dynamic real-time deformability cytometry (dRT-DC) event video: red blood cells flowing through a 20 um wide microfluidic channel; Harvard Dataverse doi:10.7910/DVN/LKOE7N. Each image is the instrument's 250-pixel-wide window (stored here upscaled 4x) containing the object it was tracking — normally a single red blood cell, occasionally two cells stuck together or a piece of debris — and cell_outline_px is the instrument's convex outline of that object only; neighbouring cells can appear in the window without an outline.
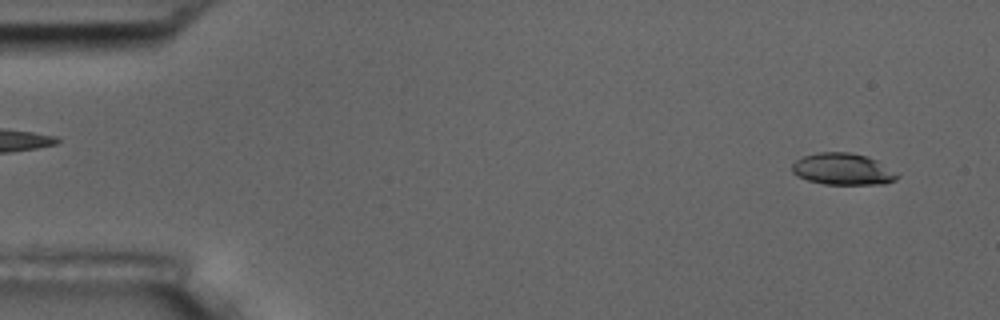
{"species": "common noctule bat (a hibernating species)", "species_latin": "Nyctalus noctula", "temperature_condition": "room temperature", "stored_images_in_passage": 8, "camera_frame_rate_fps": 3000, "um_per_image_px": 0.085, "animal": {"sex": "male", "body_mass_g": 17.5, "forearm_length_mm": 52.3}, "frame": {"image": 1, "passage_image": 1, "time_ms": 0.0, "image_size_px": [1000, 320], "cell_outline_px": [[900, 176], [896, 180], [884, 184], [824, 184], [808, 180], [796, 176], [792, 172], [792, 164], [796, 160], [804, 156], [820, 152], [848, 152], [868, 156], [876, 160]], "centroid_in_image_um": [71.61, 14.38], "position_along_channel_um": 13.4, "area_um2": 19.31}}
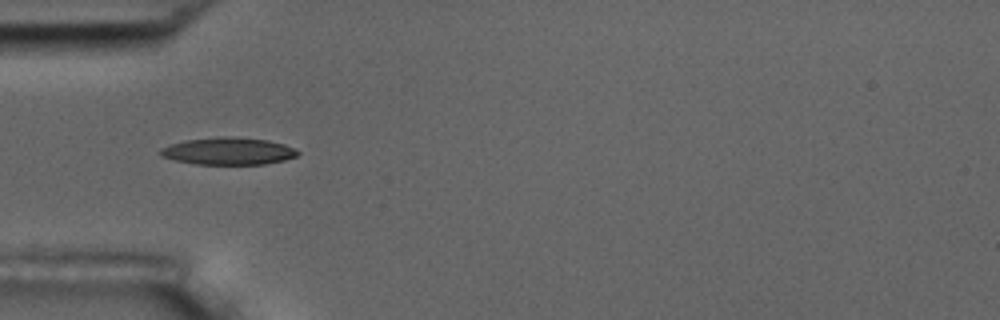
{"frame": {"image": 2, "passage_image": 5, "time_ms": 1.333, "image_size_px": [1000, 320], "cell_outline_px": [[300, 152], [296, 156], [284, 160], [264, 164], [196, 164], [176, 160], [160, 156], [160, 148], [184, 140], [216, 136], [228, 136], [268, 140], [284, 144]], "centroid_in_image_um": [19.39, 12.84], "position_along_channel_um": 65.6, "area_um2": 21.73}}
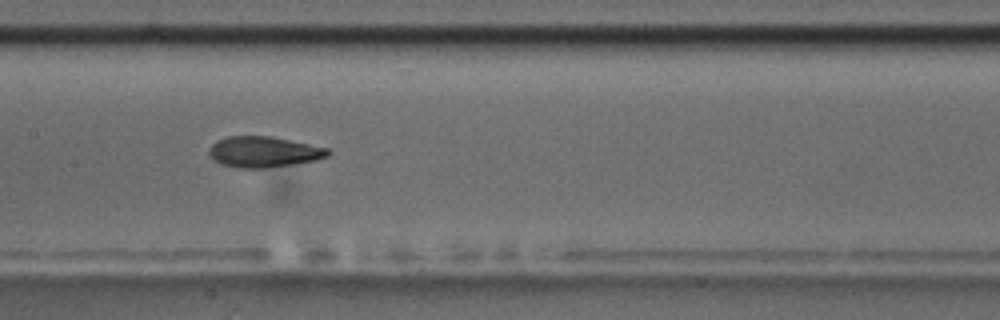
{"frame": {"image": 3, "passage_image": 8, "time_ms": 2.333, "image_size_px": [1000, 320], "cell_outline_px": [[332, 152], [328, 156], [316, 160], [292, 164], [264, 168], [240, 168], [220, 164], [208, 152], [212, 144], [216, 140], [228, 136], [272, 136], [328, 148]], "centroid_in_image_um": [22.43, 12.9], "position_along_channel_um": 185.0, "area_um2": 21.27}}